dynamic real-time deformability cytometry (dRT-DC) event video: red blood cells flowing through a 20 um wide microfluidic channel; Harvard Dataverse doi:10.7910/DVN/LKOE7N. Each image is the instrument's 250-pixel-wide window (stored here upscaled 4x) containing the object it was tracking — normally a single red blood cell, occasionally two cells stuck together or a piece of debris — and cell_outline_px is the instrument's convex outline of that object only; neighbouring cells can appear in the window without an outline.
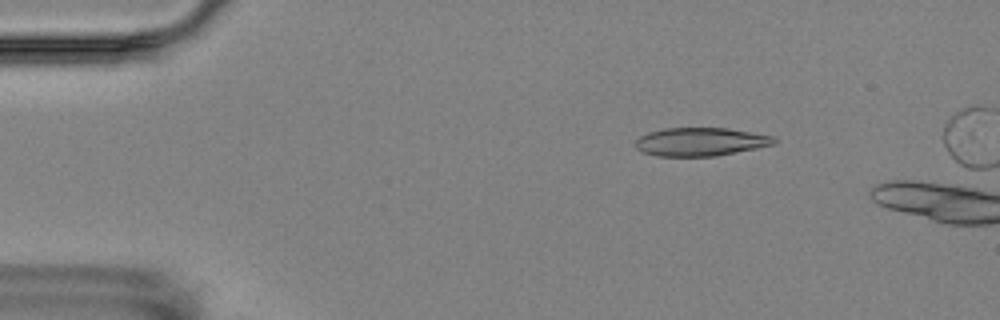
{"species": "Egyptian fruit bat (a non-hibernating species)", "species_latin": "Rousettus aegyptiacus", "temperature_condition": "room temperature", "stored_images_in_passage": 4, "camera_frame_rate_fps": 3000, "um_per_image_px": 0.085, "animal": {"sex": "female"}, "frame": {"image": 1, "passage_image": 2, "time_ms": 2.333, "image_size_px": [1000, 320], "cell_outline_px": [[776, 144], [716, 156], [656, 156], [640, 152], [632, 144], [640, 136], [648, 132], [664, 128], [728, 128], [776, 136]], "centroid_in_image_um": [59.52, 12.05], "position_along_channel_um": 25.5, "area_um2": 23.18}}